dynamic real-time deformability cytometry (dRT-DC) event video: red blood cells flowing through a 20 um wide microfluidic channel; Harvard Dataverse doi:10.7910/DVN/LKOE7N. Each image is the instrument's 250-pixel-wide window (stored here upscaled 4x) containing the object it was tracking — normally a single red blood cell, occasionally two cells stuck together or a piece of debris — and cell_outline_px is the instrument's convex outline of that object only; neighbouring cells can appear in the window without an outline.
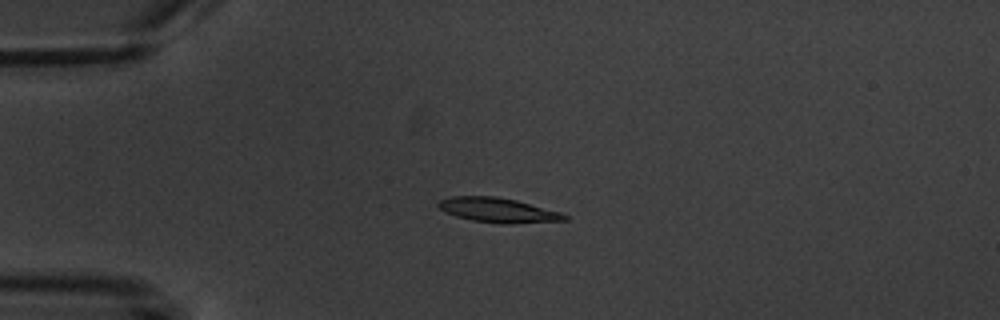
{"species": "common noctule bat (a hibernating species)", "species_latin": "Nyctalus noctula", "temperature_condition": "warm", "stored_images_in_passage": 5, "camera_frame_rate_fps": 3000, "um_per_image_px": 0.085, "animal": {"sex": "male", "body_mass_g": 20.1, "forearm_length_mm": 53.5}, "frame": {"image": 1, "passage_image": 4, "time_ms": 4.667, "image_size_px": [1000, 320], "cell_outline_px": [[568, 220], [512, 224], [504, 224], [472, 220], [456, 216], [440, 208], [436, 204], [440, 200], [452, 196], [496, 196], [516, 200], [560, 212], [568, 216]], "centroid_in_image_um": [42.35, 17.86], "position_along_channel_um": 42.6, "area_um2": 17.98}}